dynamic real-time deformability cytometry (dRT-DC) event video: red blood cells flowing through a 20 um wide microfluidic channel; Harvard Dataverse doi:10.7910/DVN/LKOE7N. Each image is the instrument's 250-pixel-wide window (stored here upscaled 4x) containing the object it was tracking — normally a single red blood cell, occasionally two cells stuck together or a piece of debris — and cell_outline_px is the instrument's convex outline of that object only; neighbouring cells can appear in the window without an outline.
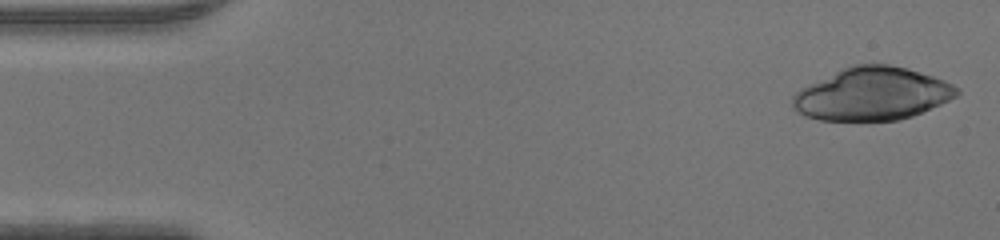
{"species": "human", "species_latin": "Homo sapiens", "temperature_condition": "warm", "stored_images_in_passage": 16, "camera_frame_rate_fps": 3000, "um_per_image_px": 0.085, "donor": {"sex": "male"}, "frame": {"image": 1, "passage_image": 1, "time_ms": 0.0, "image_size_px": [1000, 240], "cell_outline_px": [[960, 92], [956, 96], [940, 104], [912, 116], [900, 120], [820, 120], [804, 116], [792, 108], [792, 96], [800, 88], [808, 84], [852, 64], [888, 64], [904, 68], [932, 76], [944, 80], [960, 88]], "centroid_in_image_um": [74.11, 7.99], "position_along_channel_um": 10.9, "area_um2": 50.34}}
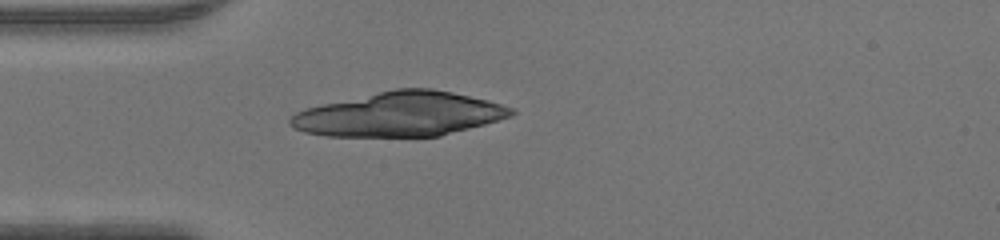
{"frame": {"image": 2, "passage_image": 12, "time_ms": 3.667, "image_size_px": [1000, 240], "cell_outline_px": [[516, 112], [512, 116], [484, 124], [440, 136], [328, 136], [304, 132], [288, 124], [288, 120], [296, 112], [304, 108], [396, 88], [432, 88], [452, 92], [488, 100], [516, 108]], "centroid_in_image_um": [34.0, 9.7], "position_along_channel_um": 51.0, "area_um2": 56.88}}
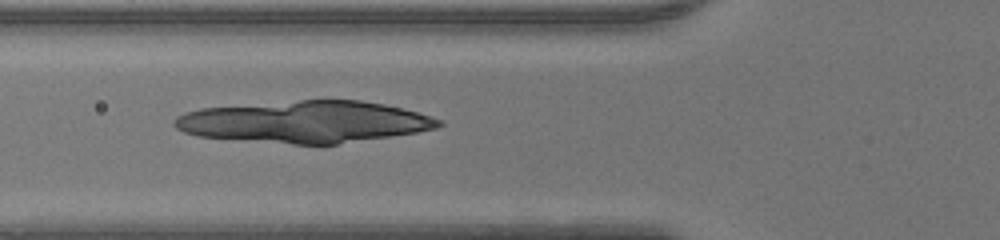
{"frame": {"image": 3, "passage_image": 16, "time_ms": 5.0, "image_size_px": [1000, 240], "cell_outline_px": [[444, 124], [436, 128], [416, 132], [392, 136], [336, 144], [292, 144], [196, 136], [184, 132], [176, 128], [172, 124], [172, 120], [176, 116], [184, 112], [200, 108], [300, 100], [360, 100], [384, 104], [432, 116], [440, 120]], "centroid_in_image_um": [25.87, 10.35], "position_along_channel_um": 99.9, "area_um2": 64.22}}